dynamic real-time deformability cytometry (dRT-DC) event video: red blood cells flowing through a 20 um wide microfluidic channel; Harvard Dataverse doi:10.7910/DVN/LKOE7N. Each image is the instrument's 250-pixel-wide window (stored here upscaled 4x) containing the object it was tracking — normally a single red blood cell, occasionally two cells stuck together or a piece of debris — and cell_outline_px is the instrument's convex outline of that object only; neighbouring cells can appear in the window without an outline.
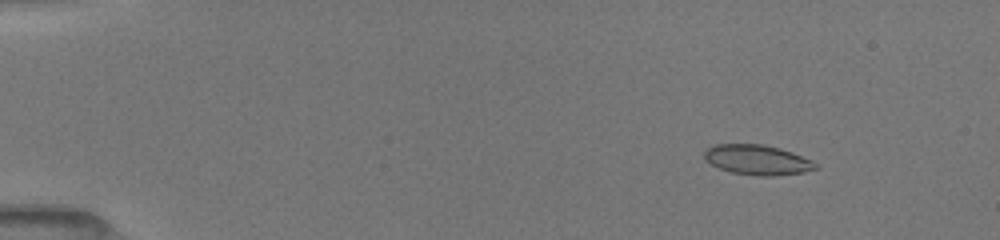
{"species": "common noctule bat (a hibernating species)", "species_latin": "Nyctalus noctula", "temperature_condition": "room temperature", "stored_images_in_passage": 91, "camera_frame_rate_fps": 3000, "um_per_image_px": 0.085, "animal": {"sex": "female", "body_mass_g": 19.5, "forearm_length_mm": 54.1}, "frame": {"image": 1, "passage_image": 3, "time_ms": 0.333, "image_size_px": [1000, 240], "cell_outline_px": [[820, 168], [804, 172], [776, 176], [760, 176], [732, 172], [720, 168], [704, 160], [704, 148], [712, 144], [764, 144], [780, 148], [792, 152], [812, 160]], "centroid_in_image_um": [64.36, 13.58], "position_along_channel_um": 20.6, "area_um2": 19.65}}
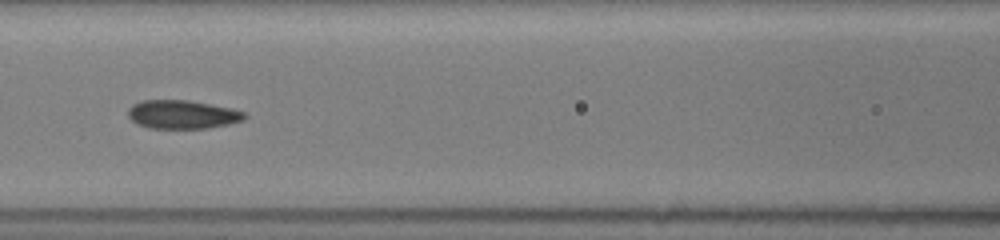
{"frame": {"image": 2, "passage_image": 37, "time_ms": 6.333, "image_size_px": [1000, 240], "cell_outline_px": [[248, 116], [244, 120], [228, 124], [208, 128], [148, 128], [136, 124], [128, 116], [128, 108], [132, 104], [140, 100], [188, 100], [232, 108], [244, 112]], "centroid_in_image_um": [15.48, 9.72], "position_along_channel_um": 151.1, "area_um2": 19.54}}
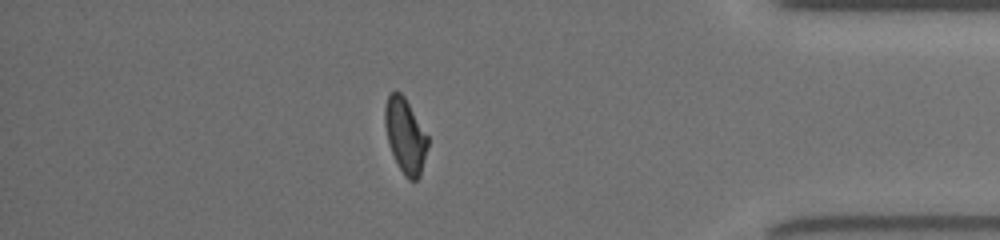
{"frame": {"image": 3, "passage_image": 79, "time_ms": 13.333, "image_size_px": [1000, 240], "cell_outline_px": [[428, 144], [420, 176], [416, 180], [408, 180], [404, 176], [388, 144], [384, 124], [384, 108], [388, 96], [392, 92], [400, 92], [404, 96], [428, 136]], "centroid_in_image_um": [34.43, 11.54], "position_along_channel_um": 400.8, "area_um2": 18.5}, "authors_computed_cell_mechanics": {"area_um2": 19.5364, "velocity_mm_per_s": 3.99, "shape_relaxation_time_tau1_ms": 5.5883, "shape_relaxation_time_tau2_ms": 1.2288, "deformation_change_tau1": 0.1775, "deformation_change_tau2": 0.0741}}